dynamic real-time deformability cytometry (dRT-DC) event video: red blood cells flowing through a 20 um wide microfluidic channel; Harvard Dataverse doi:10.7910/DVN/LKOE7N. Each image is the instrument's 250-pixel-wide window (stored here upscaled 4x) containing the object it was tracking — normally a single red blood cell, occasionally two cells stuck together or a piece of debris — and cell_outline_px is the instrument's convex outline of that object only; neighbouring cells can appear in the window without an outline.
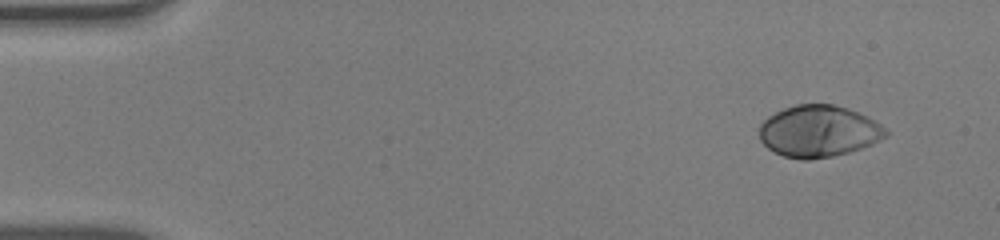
{"species": "human", "species_latin": "Homo sapiens", "temperature_condition": "warm", "stored_images_in_passage": 50, "camera_frame_rate_fps": 3000, "um_per_image_px": 0.085, "donor": {"sex": "male"}, "frame": {"image": 1, "passage_image": 1, "time_ms": 0.0, "image_size_px": [1000, 240], "cell_outline_px": [[888, 136], [872, 144], [848, 152], [832, 156], [808, 160], [804, 160], [784, 156], [768, 148], [760, 140], [760, 124], [768, 116], [784, 108], [796, 104], [832, 104], [856, 112], [880, 124], [888, 132]], "centroid_in_image_um": [69.56, 11.16], "position_along_channel_um": 15.4, "area_um2": 37.69}}
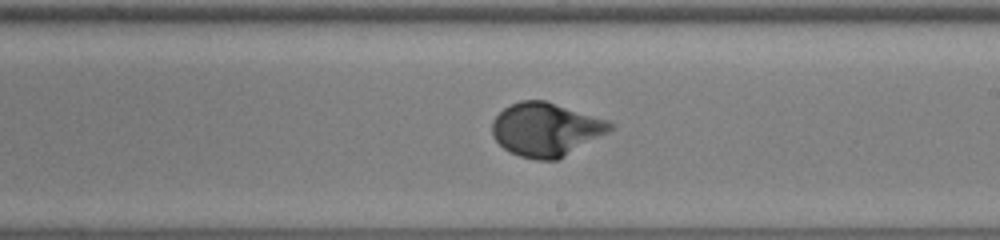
{"frame": {"image": 2, "passage_image": 28, "time_ms": 9.0, "image_size_px": [1000, 240], "cell_outline_px": [[616, 124], [608, 132], [556, 160], [536, 160], [520, 156], [504, 148], [492, 136], [492, 120], [504, 108], [520, 100], [544, 100], [608, 120]], "centroid_in_image_um": [46.39, 10.99], "position_along_channel_um": 242.6, "area_um2": 36.36}}
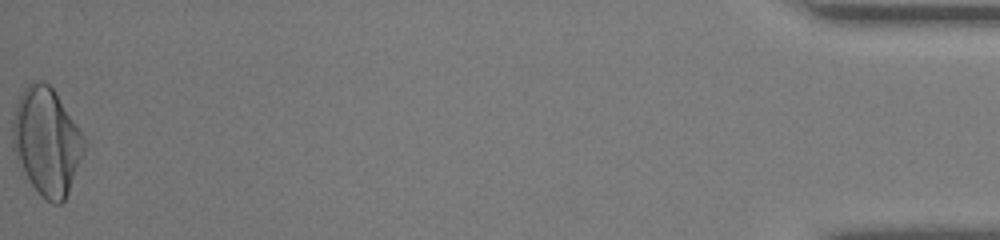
{"frame": {"image": 3, "passage_image": 50, "time_ms": 16.333, "image_size_px": [1000, 240], "cell_outline_px": [[84, 152], [68, 192], [64, 200], [60, 204], [52, 204], [40, 196], [32, 184], [12, 148], [12, 120], [16, 104], [24, 88], [32, 80], [44, 80], [56, 92], [84, 136]], "centroid_in_image_um": [3.96, 11.99], "position_along_channel_um": 431.2, "area_um2": 44.39}, "authors_computed_cell_mechanics": {"area_um2": 36.1828, "velocity_mm_per_s": 3.895, "shape_relaxation_time_tau1_ms": 3.2222, "shape_relaxation_time_tau2_ms": null, "deformation_change_tau1": 0.208, "deformation_change_tau2": null}}